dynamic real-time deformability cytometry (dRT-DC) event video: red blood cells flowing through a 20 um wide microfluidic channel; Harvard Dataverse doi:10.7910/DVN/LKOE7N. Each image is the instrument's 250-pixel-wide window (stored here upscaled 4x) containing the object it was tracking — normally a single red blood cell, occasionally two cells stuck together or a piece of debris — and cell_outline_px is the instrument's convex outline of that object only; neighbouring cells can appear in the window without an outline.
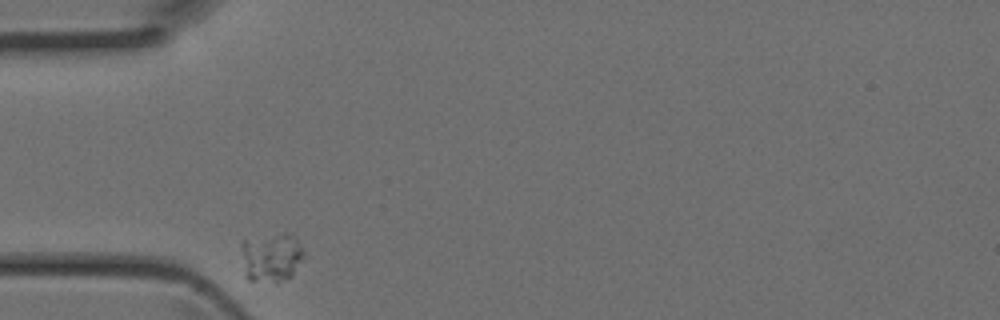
{"species": "Egyptian fruit bat (a non-hibernating species)", "species_latin": "Rousettus aegyptiacus", "temperature_condition": "room temperature", "stored_images_in_passage": 26, "camera_frame_rate_fps": 3000, "um_per_image_px": 0.085, "animal": {"sex": "female"}, "frame": {"image": 1, "passage_image": 1, "time_ms": 0.0, "image_size_px": [1000, 320], "cell_outline_px": [[304, 256], [292, 276], [276, 284], [248, 280], [244, 276], [240, 248], [240, 240], [280, 232], [288, 232], [296, 236], [304, 252]], "centroid_in_image_um": [23.03, 21.86], "position_along_channel_um": 62.0, "area_um2": 18.84}}
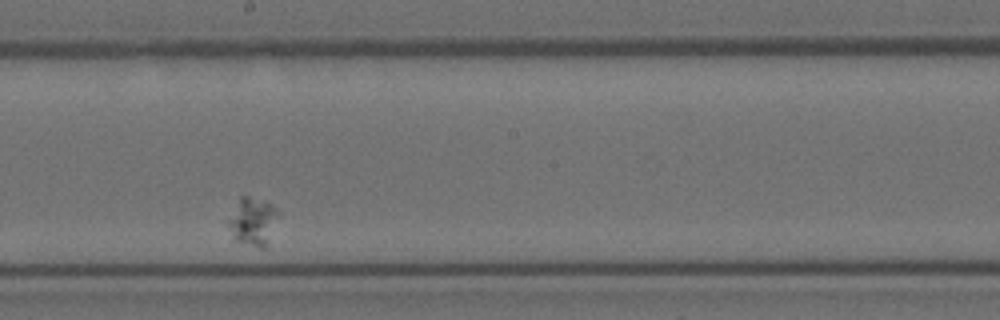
{"frame": {"image": 2, "passage_image": 15, "time_ms": 4.667, "image_size_px": [1000, 320], "cell_outline_px": [[280, 216], [264, 248], [260, 248], [232, 240], [228, 224], [228, 220], [240, 196], [248, 196], [272, 204], [280, 212]], "centroid_in_image_um": [21.49, 18.83], "position_along_channel_um": 226.7, "area_um2": 13.99}}
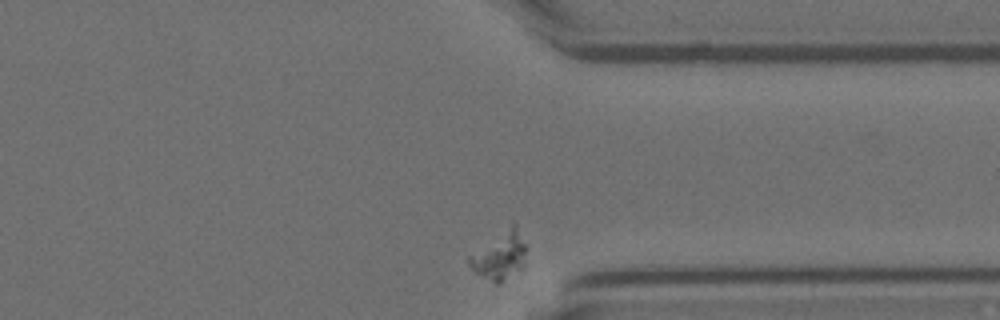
{"frame": {"image": 3, "passage_image": 26, "time_ms": 8.333, "image_size_px": [1000, 320], "cell_outline_px": [[528, 248], [524, 264], [520, 268], [500, 284], [496, 284], [476, 272], [468, 264], [468, 256], [512, 224], [516, 224], [528, 244]], "centroid_in_image_um": [42.55, 21.72], "position_along_channel_um": 368.9, "area_um2": 15.78}}